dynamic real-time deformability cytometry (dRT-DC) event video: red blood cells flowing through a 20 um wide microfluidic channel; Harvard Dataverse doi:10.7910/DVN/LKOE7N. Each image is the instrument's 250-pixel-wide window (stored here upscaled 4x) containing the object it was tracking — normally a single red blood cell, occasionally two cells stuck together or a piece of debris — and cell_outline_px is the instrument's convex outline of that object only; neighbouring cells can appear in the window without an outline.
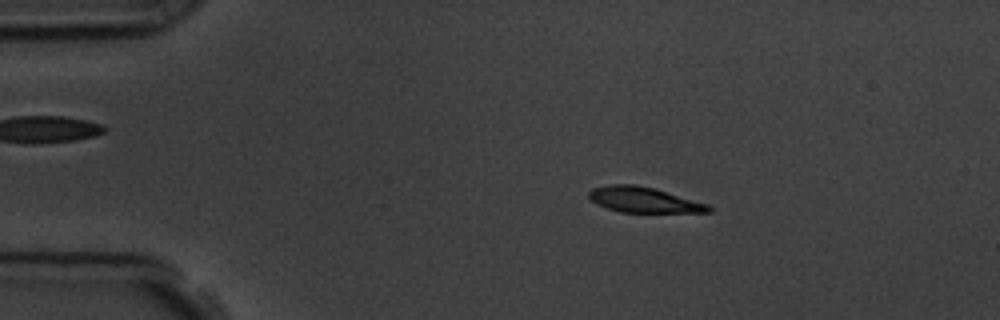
{"species": "common noctule bat (a hibernating species)", "species_latin": "Nyctalus noctula", "temperature_condition": "room temperature", "stored_images_in_passage": 56, "camera_frame_rate_fps": 3000, "um_per_image_px": 0.085, "animal": {"sex": "male", "body_mass_g": 19.5, "forearm_length_mm": 54.6}, "frame": {"image": 1, "passage_image": 10, "time_ms": 3.0, "image_size_px": [1000, 320], "cell_outline_px": [[712, 212], [620, 212], [596, 204], [588, 196], [588, 192], [592, 188], [608, 184], [636, 184], [656, 188], [708, 204], [712, 208]], "centroid_in_image_um": [54.71, 16.97], "position_along_channel_um": 30.3, "area_um2": 17.86}}
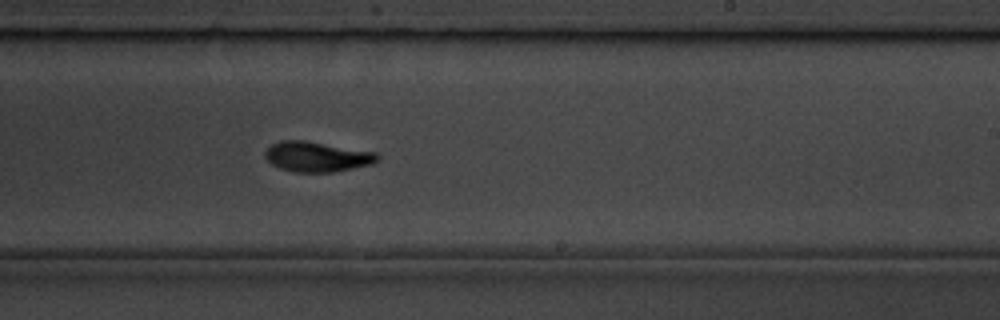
{"frame": {"image": 2, "passage_image": 34, "time_ms": 11.0, "image_size_px": [1000, 320], "cell_outline_px": [[380, 156], [372, 164], [332, 172], [296, 172], [280, 168], [272, 164], [264, 156], [264, 152], [272, 144], [280, 140], [304, 140], [376, 152]], "centroid_in_image_um": [26.92, 13.31], "position_along_channel_um": 262.1, "area_um2": 19.59}}
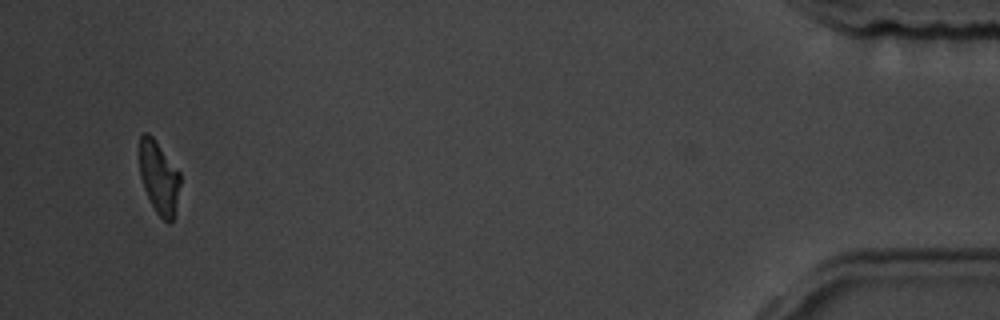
{"frame": {"image": 3, "passage_image": 54, "time_ms": 17.667, "image_size_px": [1000, 320], "cell_outline_px": [[180, 184], [176, 208], [172, 220], [168, 224], [156, 212], [144, 188], [140, 176], [140, 136], [144, 132], [148, 132], [152, 136], [180, 172]], "centroid_in_image_um": [13.52, 15.08], "position_along_channel_um": 421.7, "area_um2": 17.05}, "authors_computed_cell_mechanics": {"area_um2": 18.9295, "velocity_mm_per_s": 3.5962, "shape_relaxation_time_tau1_ms": 2.8807, "shape_relaxation_time_tau2_ms": 0.7736, "deformation_change_tau1": 0.1409, "deformation_change_tau2": 0.0488}}